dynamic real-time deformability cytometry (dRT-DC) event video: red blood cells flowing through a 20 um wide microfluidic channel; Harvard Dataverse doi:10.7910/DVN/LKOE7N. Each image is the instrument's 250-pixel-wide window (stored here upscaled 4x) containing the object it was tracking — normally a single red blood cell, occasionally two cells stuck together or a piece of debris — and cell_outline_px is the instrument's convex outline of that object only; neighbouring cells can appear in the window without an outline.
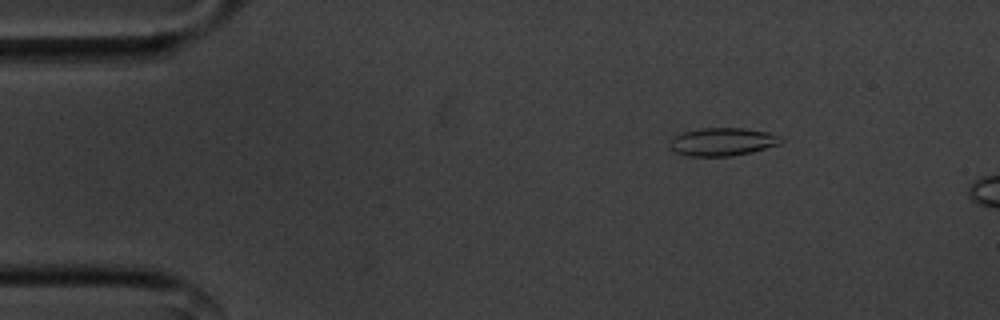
{"species": "common noctule bat (a hibernating species)", "species_latin": "Nyctalus noctula", "temperature_condition": "cold", "stored_images_in_passage": 9, "camera_frame_rate_fps": 3000, "um_per_image_px": 0.085, "animal": {"sex": "male", "body_mass_g": 20.1, "forearm_length_mm": 53.5}, "frame": {"image": 1, "passage_image": 4, "time_ms": 1.0, "image_size_px": [1000, 320], "cell_outline_px": [[784, 140], [780, 144], [752, 152], [728, 156], [692, 156], [676, 152], [672, 148], [672, 140], [676, 136], [684, 132], [704, 128], [744, 128], [768, 132], [784, 136]], "centroid_in_image_um": [61.53, 12.04], "position_along_channel_um": 23.5, "area_um2": 17.92}}